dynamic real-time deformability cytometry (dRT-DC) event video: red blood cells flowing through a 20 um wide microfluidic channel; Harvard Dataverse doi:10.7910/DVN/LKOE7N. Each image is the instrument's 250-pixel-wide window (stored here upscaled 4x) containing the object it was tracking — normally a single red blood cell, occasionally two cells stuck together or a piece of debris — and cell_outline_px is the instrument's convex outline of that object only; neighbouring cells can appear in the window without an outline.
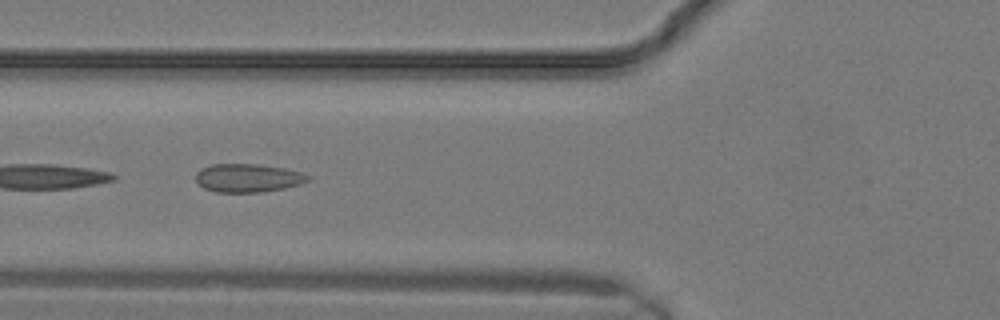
{"species": "common noctule bat (a hibernating species)", "species_latin": "Nyctalus noctula", "temperature_condition": "warm", "stored_images_in_passage": 14, "camera_frame_rate_fps": 3000, "um_per_image_px": 0.085, "animal": {"sex": "male", "body_mass_g": 19.2, "forearm_length_mm": 51.8}, "frame": {"image": 1, "passage_image": 8, "time_ms": 2.333, "image_size_px": [1000, 320], "cell_outline_px": [[312, 176], [308, 180], [300, 184], [284, 188], [260, 192], [216, 192], [204, 188], [196, 180], [196, 172], [200, 168], [212, 164], [260, 164], [284, 168], [300, 172]], "centroid_in_image_um": [21.06, 15.12], "position_along_channel_um": 104.7, "area_um2": 18.55}}